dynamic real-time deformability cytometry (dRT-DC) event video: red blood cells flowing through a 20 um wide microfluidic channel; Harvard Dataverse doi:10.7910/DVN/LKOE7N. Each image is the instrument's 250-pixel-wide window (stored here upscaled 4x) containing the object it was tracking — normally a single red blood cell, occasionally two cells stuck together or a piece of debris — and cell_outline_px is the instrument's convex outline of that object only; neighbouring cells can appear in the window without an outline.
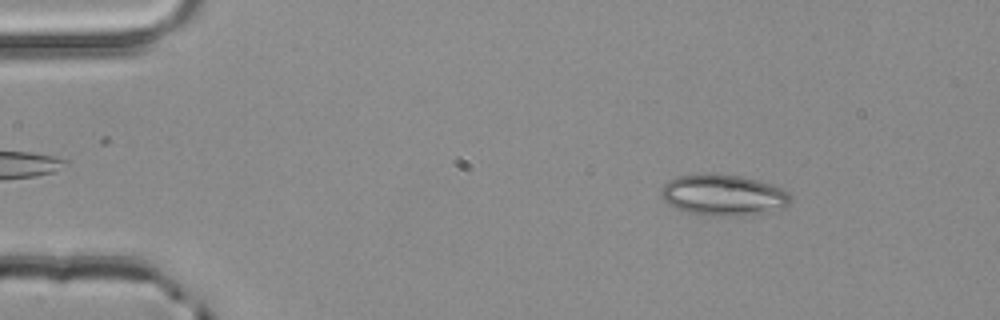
{"species": "common noctule bat (a hibernating species)", "species_latin": "Nyctalus noctula", "temperature_condition": "room temperature", "stored_images_in_passage": 3, "camera_frame_rate_fps": 3000, "um_per_image_px": 0.085, "animal": {"sex": "male", "body_mass_g": 20.4}, "frame": {"image": 1, "passage_image": 1, "time_ms": 0.0, "image_size_px": [1000, 320], "cell_outline_px": [[792, 200], [784, 208], [764, 212], [740, 216], [704, 216], [684, 212], [672, 208], [660, 196], [660, 192], [664, 184], [668, 180], [676, 176], [700, 172], [712, 172], [740, 176], [772, 184], [784, 188], [792, 196]], "centroid_in_image_um": [61.43, 16.57], "position_along_channel_um": 23.6, "area_um2": 31.96}}